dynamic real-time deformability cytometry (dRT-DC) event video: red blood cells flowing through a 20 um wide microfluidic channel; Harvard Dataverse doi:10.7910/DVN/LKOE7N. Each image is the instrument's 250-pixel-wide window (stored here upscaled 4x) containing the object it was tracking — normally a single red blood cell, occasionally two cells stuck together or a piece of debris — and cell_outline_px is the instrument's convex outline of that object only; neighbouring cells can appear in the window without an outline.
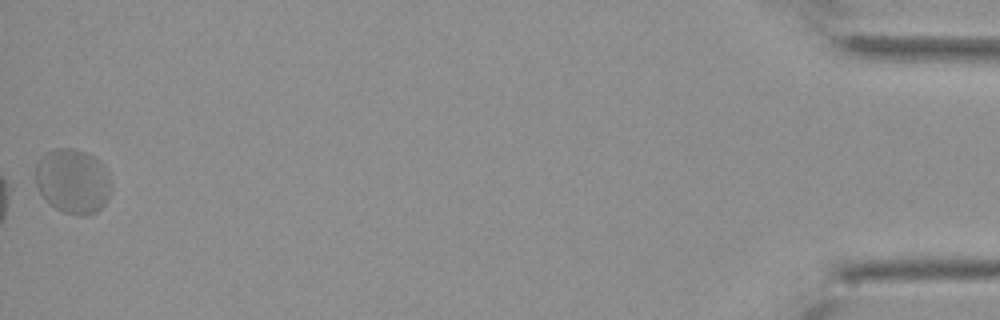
{"species": "Egyptian fruit bat (a non-hibernating species)", "species_latin": "Rousettus aegyptiacus", "temperature_condition": "cold", "stored_images_in_passage": 42, "camera_frame_rate_fps": 3000, "um_per_image_px": 0.085, "animal": {"sex": "female"}, "frame": {"image": 1, "passage_image": 42, "time_ms": 13.667, "image_size_px": [1000, 320], "cell_outline_px": [[112, 188], [104, 204], [96, 212], [88, 216], [80, 216], [64, 212], [56, 208], [40, 192], [36, 184], [36, 164], [40, 156], [56, 148], [72, 148], [84, 152], [100, 160], [104, 164], [108, 172], [112, 184]], "centroid_in_image_um": [6.22, 15.39], "position_along_channel_um": 429.0, "area_um2": 28.61}, "authors_computed_cell_mechanics": {"area_um2": 25.4031, "velocity_mm_per_s": 3.4009, "shape_relaxation_time_tau1_ms": 5.4311, "shape_relaxation_time_tau2_ms": null, "deformation_change_tau1": 0.2775, "deformation_change_tau2": null}}